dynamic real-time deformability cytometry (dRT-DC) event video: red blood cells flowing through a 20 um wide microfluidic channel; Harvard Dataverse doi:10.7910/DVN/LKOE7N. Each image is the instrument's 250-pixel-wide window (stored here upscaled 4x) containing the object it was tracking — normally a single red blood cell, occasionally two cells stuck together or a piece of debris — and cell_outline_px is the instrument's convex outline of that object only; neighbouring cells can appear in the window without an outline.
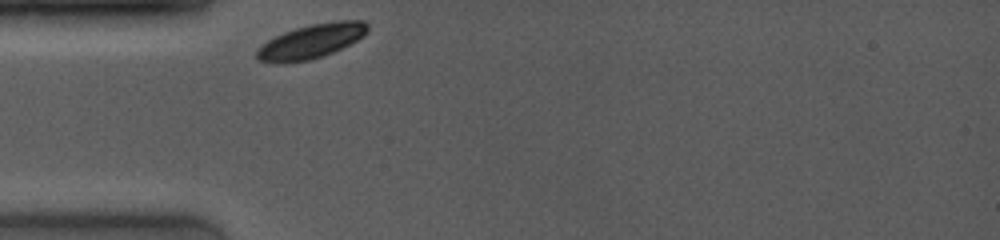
{"species": "common noctule bat (a hibernating species)", "species_latin": "Nyctalus noctula", "temperature_condition": "room temperature", "stored_images_in_passage": 20, "camera_frame_rate_fps": 4000, "um_per_image_px": 0.085, "animal": {"sex": "female", "body_mass_g": 19.0, "forearm_length_mm": 53.3}, "frame": {"image": 1, "passage_image": 1, "time_ms": 0.0, "image_size_px": [1000, 240], "cell_outline_px": [[368, 32], [364, 36], [332, 52], [308, 60], [284, 64], [276, 64], [260, 60], [256, 56], [256, 52], [268, 40], [284, 32], [296, 28], [312, 24], [340, 20], [360, 20], [368, 24]], "centroid_in_image_um": [26.46, 3.51], "position_along_channel_um": 58.5, "area_um2": 21.79}}
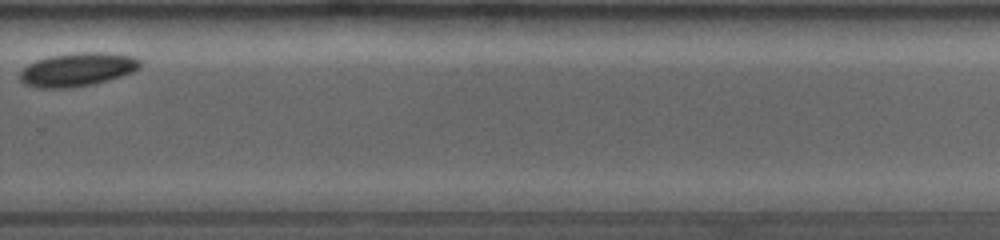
{"frame": {"image": 2, "passage_image": 14, "time_ms": 3.25, "image_size_px": [1000, 240], "cell_outline_px": [[144, 64], [140, 68], [132, 72], [108, 80], [92, 84], [64, 88], [40, 88], [24, 84], [20, 80], [20, 72], [28, 64], [36, 60], [52, 56], [76, 52], [108, 52], [132, 56], [140, 60]], "centroid_in_image_um": [6.61, 5.9], "position_along_channel_um": 323.2, "area_um2": 23.47}}
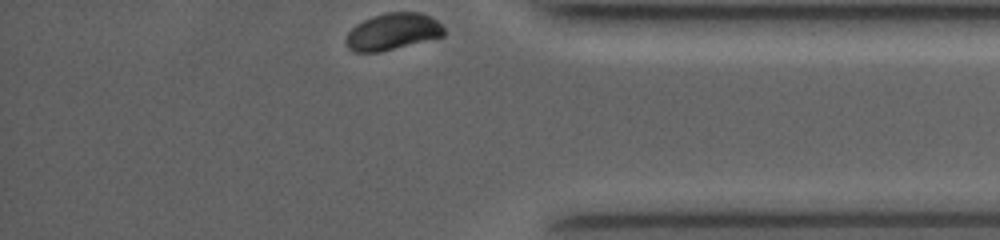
{"frame": {"image": 3, "passage_image": 20, "time_ms": 4.75, "image_size_px": [1000, 240], "cell_outline_px": [[444, 36], [380, 52], [356, 52], [348, 48], [348, 32], [356, 24], [372, 16], [388, 12], [420, 12], [436, 20], [444, 28]], "centroid_in_image_um": [33.4, 2.68], "position_along_channel_um": 401.8, "area_um2": 20.69}}